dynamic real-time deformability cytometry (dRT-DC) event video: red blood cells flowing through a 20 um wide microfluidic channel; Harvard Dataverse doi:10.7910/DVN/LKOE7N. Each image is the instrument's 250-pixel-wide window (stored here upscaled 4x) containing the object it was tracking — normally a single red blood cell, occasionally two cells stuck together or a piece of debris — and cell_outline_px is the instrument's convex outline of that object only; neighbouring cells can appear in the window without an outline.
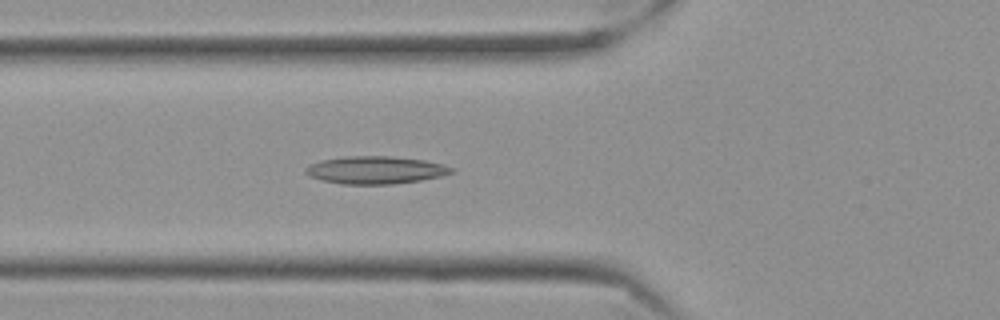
{"species": "Egyptian fruit bat (a non-hibernating species)", "species_latin": "Rousettus aegyptiacus", "temperature_condition": "cold", "stored_images_in_passage": 39, "camera_frame_rate_fps": 3000, "um_per_image_px": 0.085, "frame": {"image": 1, "passage_image": 11, "time_ms": 3.333, "image_size_px": [1000, 320], "cell_outline_px": [[456, 172], [440, 176], [420, 180], [392, 184], [344, 184], [320, 180], [308, 176], [304, 172], [304, 168], [312, 164], [324, 160], [344, 156], [392, 156], [424, 160], [444, 164], [456, 168]], "centroid_in_image_um": [31.95, 14.45], "position_along_channel_um": 93.9, "area_um2": 23.58}}
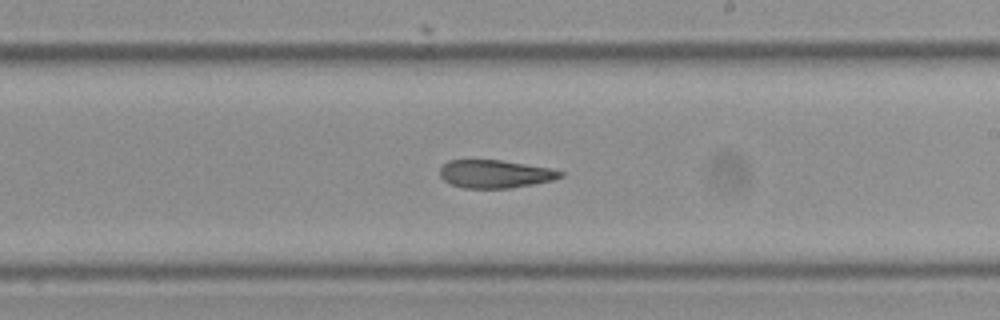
{"frame": {"image": 2, "passage_image": 24, "time_ms": 7.667, "image_size_px": [1000, 320], "cell_outline_px": [[564, 176], [552, 180], [512, 188], [464, 188], [452, 184], [444, 180], [440, 176], [440, 168], [448, 160], [500, 160], [548, 168], [564, 172]], "centroid_in_image_um": [42.07, 14.79], "position_along_channel_um": 246.9, "area_um2": 19.48}}
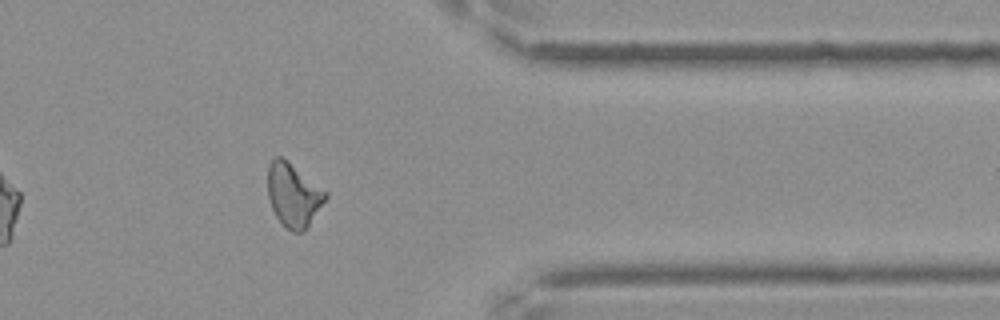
{"frame": {"image": 3, "passage_image": 37, "time_ms": 12.0, "image_size_px": [1000, 320], "cell_outline_px": [[328, 196], [304, 232], [292, 232], [276, 216], [272, 208], [268, 196], [268, 164], [276, 156], [280, 156], [328, 192]], "centroid_in_image_um": [24.94, 16.58], "position_along_channel_um": 386.5, "area_um2": 20.98}, "authors_computed_cell_mechanics": {"area_um2": 21.1548, "velocity_mm_per_s": 3.5144, "shape_relaxation_time_tau1_ms": null, "shape_relaxation_time_tau2_ms": 6.4437, "deformation_change_tau1": null, "deformation_change_tau2": 0.1477}}